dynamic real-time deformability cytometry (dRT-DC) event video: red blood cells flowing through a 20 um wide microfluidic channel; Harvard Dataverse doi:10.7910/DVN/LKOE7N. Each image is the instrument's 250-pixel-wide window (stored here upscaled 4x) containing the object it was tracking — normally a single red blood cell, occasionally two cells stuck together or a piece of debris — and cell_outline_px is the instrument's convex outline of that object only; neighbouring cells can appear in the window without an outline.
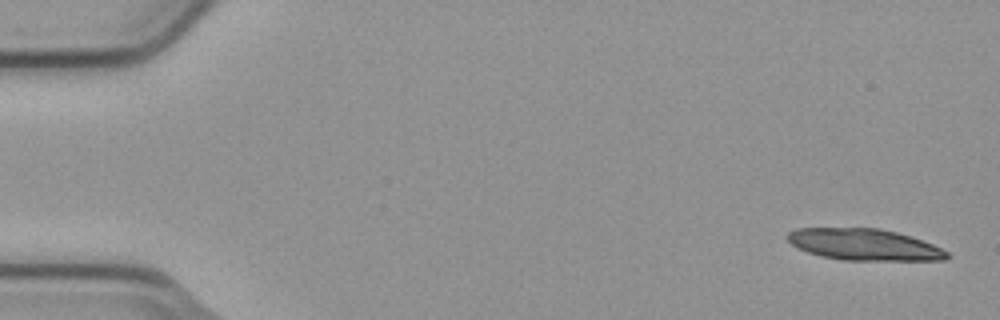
{"species": "common noctule bat (a hibernating species)", "species_latin": "Nyctalus noctula", "temperature_condition": "cold", "stored_images_in_passage": 6, "camera_frame_rate_fps": 3000, "um_per_image_px": 0.085, "animal": {"sex": "male", "body_mass_g": 23.1, "forearm_length_mm": 52.7}, "frame": {"image": 1, "passage_image": 1, "time_ms": 0.0, "image_size_px": [1000, 320], "cell_outline_px": [[952, 256], [944, 260], [844, 260], [820, 256], [796, 248], [788, 240], [788, 232], [796, 228], [880, 228], [896, 232], [932, 244], [948, 252]], "centroid_in_image_um": [73.44, 20.79], "position_along_channel_um": 11.6, "area_um2": 29.13}}